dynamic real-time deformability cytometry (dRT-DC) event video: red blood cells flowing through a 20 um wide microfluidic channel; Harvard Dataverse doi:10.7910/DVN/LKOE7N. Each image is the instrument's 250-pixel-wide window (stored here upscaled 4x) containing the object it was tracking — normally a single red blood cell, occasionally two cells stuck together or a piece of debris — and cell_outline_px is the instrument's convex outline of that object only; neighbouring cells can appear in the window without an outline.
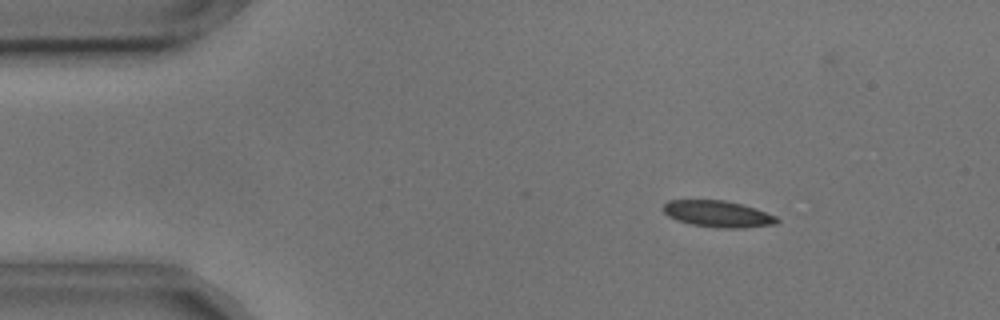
{"species": "common noctule bat (a hibernating species)", "species_latin": "Nyctalus noctula", "temperature_condition": "cold", "stored_images_in_passage": 4, "camera_frame_rate_fps": 3000, "um_per_image_px": 0.085, "animal": {"sex": "male", "body_mass_g": 17.9, "forearm_length_mm": 54.2}, "frame": {"image": 1, "passage_image": 2, "time_ms": 0.333, "image_size_px": [1000, 320], "cell_outline_px": [[780, 220], [776, 224], [744, 228], [716, 228], [692, 224], [676, 220], [668, 216], [664, 212], [664, 204], [668, 200], [724, 200], [756, 208], [776, 216]], "centroid_in_image_um": [61.04, 18.19], "position_along_channel_um": 24.0, "area_um2": 17.57}}